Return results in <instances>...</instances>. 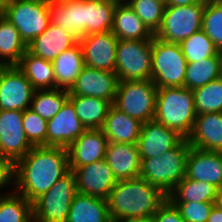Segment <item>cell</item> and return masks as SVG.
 I'll use <instances>...</instances> for the list:
<instances>
[{
	"mask_svg": "<svg viewBox=\"0 0 222 222\" xmlns=\"http://www.w3.org/2000/svg\"><path fill=\"white\" fill-rule=\"evenodd\" d=\"M217 188L208 182L185 177L167 195L171 202H214Z\"/></svg>",
	"mask_w": 222,
	"mask_h": 222,
	"instance_id": "cell-32",
	"label": "cell"
},
{
	"mask_svg": "<svg viewBox=\"0 0 222 222\" xmlns=\"http://www.w3.org/2000/svg\"><path fill=\"white\" fill-rule=\"evenodd\" d=\"M187 60L179 43L152 38L151 80L159 88L184 87Z\"/></svg>",
	"mask_w": 222,
	"mask_h": 222,
	"instance_id": "cell-5",
	"label": "cell"
},
{
	"mask_svg": "<svg viewBox=\"0 0 222 222\" xmlns=\"http://www.w3.org/2000/svg\"><path fill=\"white\" fill-rule=\"evenodd\" d=\"M118 38L112 31L83 36L82 47L84 66L115 72Z\"/></svg>",
	"mask_w": 222,
	"mask_h": 222,
	"instance_id": "cell-15",
	"label": "cell"
},
{
	"mask_svg": "<svg viewBox=\"0 0 222 222\" xmlns=\"http://www.w3.org/2000/svg\"><path fill=\"white\" fill-rule=\"evenodd\" d=\"M116 6L112 0H84L83 36L111 31Z\"/></svg>",
	"mask_w": 222,
	"mask_h": 222,
	"instance_id": "cell-26",
	"label": "cell"
},
{
	"mask_svg": "<svg viewBox=\"0 0 222 222\" xmlns=\"http://www.w3.org/2000/svg\"><path fill=\"white\" fill-rule=\"evenodd\" d=\"M107 143L102 129H87L67 148L69 167H81L105 159Z\"/></svg>",
	"mask_w": 222,
	"mask_h": 222,
	"instance_id": "cell-19",
	"label": "cell"
},
{
	"mask_svg": "<svg viewBox=\"0 0 222 222\" xmlns=\"http://www.w3.org/2000/svg\"><path fill=\"white\" fill-rule=\"evenodd\" d=\"M186 177L222 187V152L204 151L190 147L187 156Z\"/></svg>",
	"mask_w": 222,
	"mask_h": 222,
	"instance_id": "cell-18",
	"label": "cell"
},
{
	"mask_svg": "<svg viewBox=\"0 0 222 222\" xmlns=\"http://www.w3.org/2000/svg\"><path fill=\"white\" fill-rule=\"evenodd\" d=\"M217 55H218V58H219L220 74H221V77H222V49L218 50Z\"/></svg>",
	"mask_w": 222,
	"mask_h": 222,
	"instance_id": "cell-48",
	"label": "cell"
},
{
	"mask_svg": "<svg viewBox=\"0 0 222 222\" xmlns=\"http://www.w3.org/2000/svg\"><path fill=\"white\" fill-rule=\"evenodd\" d=\"M180 46L187 63L198 62L218 53V49L202 29L183 40Z\"/></svg>",
	"mask_w": 222,
	"mask_h": 222,
	"instance_id": "cell-37",
	"label": "cell"
},
{
	"mask_svg": "<svg viewBox=\"0 0 222 222\" xmlns=\"http://www.w3.org/2000/svg\"><path fill=\"white\" fill-rule=\"evenodd\" d=\"M221 77L218 55L187 63L184 87L190 90L204 86Z\"/></svg>",
	"mask_w": 222,
	"mask_h": 222,
	"instance_id": "cell-33",
	"label": "cell"
},
{
	"mask_svg": "<svg viewBox=\"0 0 222 222\" xmlns=\"http://www.w3.org/2000/svg\"><path fill=\"white\" fill-rule=\"evenodd\" d=\"M125 222H155V220L153 217H149V218H141V219H132Z\"/></svg>",
	"mask_w": 222,
	"mask_h": 222,
	"instance_id": "cell-47",
	"label": "cell"
},
{
	"mask_svg": "<svg viewBox=\"0 0 222 222\" xmlns=\"http://www.w3.org/2000/svg\"><path fill=\"white\" fill-rule=\"evenodd\" d=\"M35 89L17 66H0V110L30 108Z\"/></svg>",
	"mask_w": 222,
	"mask_h": 222,
	"instance_id": "cell-11",
	"label": "cell"
},
{
	"mask_svg": "<svg viewBox=\"0 0 222 222\" xmlns=\"http://www.w3.org/2000/svg\"><path fill=\"white\" fill-rule=\"evenodd\" d=\"M190 147L188 139L184 138L176 147L164 152L160 157L141 159L139 177L168 195L186 177Z\"/></svg>",
	"mask_w": 222,
	"mask_h": 222,
	"instance_id": "cell-4",
	"label": "cell"
},
{
	"mask_svg": "<svg viewBox=\"0 0 222 222\" xmlns=\"http://www.w3.org/2000/svg\"><path fill=\"white\" fill-rule=\"evenodd\" d=\"M78 42L79 40L66 29L50 23L41 35L27 45V51L52 62L59 54Z\"/></svg>",
	"mask_w": 222,
	"mask_h": 222,
	"instance_id": "cell-21",
	"label": "cell"
},
{
	"mask_svg": "<svg viewBox=\"0 0 222 222\" xmlns=\"http://www.w3.org/2000/svg\"><path fill=\"white\" fill-rule=\"evenodd\" d=\"M118 82L115 72L84 66L68 93L69 96L98 97L113 104Z\"/></svg>",
	"mask_w": 222,
	"mask_h": 222,
	"instance_id": "cell-14",
	"label": "cell"
},
{
	"mask_svg": "<svg viewBox=\"0 0 222 222\" xmlns=\"http://www.w3.org/2000/svg\"><path fill=\"white\" fill-rule=\"evenodd\" d=\"M77 193L75 175L70 171L32 202L33 222H66Z\"/></svg>",
	"mask_w": 222,
	"mask_h": 222,
	"instance_id": "cell-7",
	"label": "cell"
},
{
	"mask_svg": "<svg viewBox=\"0 0 222 222\" xmlns=\"http://www.w3.org/2000/svg\"><path fill=\"white\" fill-rule=\"evenodd\" d=\"M3 16L20 32L29 45L50 24L48 0H5Z\"/></svg>",
	"mask_w": 222,
	"mask_h": 222,
	"instance_id": "cell-6",
	"label": "cell"
},
{
	"mask_svg": "<svg viewBox=\"0 0 222 222\" xmlns=\"http://www.w3.org/2000/svg\"><path fill=\"white\" fill-rule=\"evenodd\" d=\"M105 160L117 181L137 178L140 175L141 158L137 143L108 142Z\"/></svg>",
	"mask_w": 222,
	"mask_h": 222,
	"instance_id": "cell-20",
	"label": "cell"
},
{
	"mask_svg": "<svg viewBox=\"0 0 222 222\" xmlns=\"http://www.w3.org/2000/svg\"><path fill=\"white\" fill-rule=\"evenodd\" d=\"M70 171L75 175L78 193L105 200L117 182L105 159L81 167H70Z\"/></svg>",
	"mask_w": 222,
	"mask_h": 222,
	"instance_id": "cell-13",
	"label": "cell"
},
{
	"mask_svg": "<svg viewBox=\"0 0 222 222\" xmlns=\"http://www.w3.org/2000/svg\"><path fill=\"white\" fill-rule=\"evenodd\" d=\"M0 222H33L32 203L16 191L0 197Z\"/></svg>",
	"mask_w": 222,
	"mask_h": 222,
	"instance_id": "cell-35",
	"label": "cell"
},
{
	"mask_svg": "<svg viewBox=\"0 0 222 222\" xmlns=\"http://www.w3.org/2000/svg\"><path fill=\"white\" fill-rule=\"evenodd\" d=\"M185 222H207L213 202H172Z\"/></svg>",
	"mask_w": 222,
	"mask_h": 222,
	"instance_id": "cell-41",
	"label": "cell"
},
{
	"mask_svg": "<svg viewBox=\"0 0 222 222\" xmlns=\"http://www.w3.org/2000/svg\"><path fill=\"white\" fill-rule=\"evenodd\" d=\"M166 199V194L141 177L117 181L107 198L111 221L152 217Z\"/></svg>",
	"mask_w": 222,
	"mask_h": 222,
	"instance_id": "cell-2",
	"label": "cell"
},
{
	"mask_svg": "<svg viewBox=\"0 0 222 222\" xmlns=\"http://www.w3.org/2000/svg\"><path fill=\"white\" fill-rule=\"evenodd\" d=\"M66 222H112L107 200L77 193Z\"/></svg>",
	"mask_w": 222,
	"mask_h": 222,
	"instance_id": "cell-28",
	"label": "cell"
},
{
	"mask_svg": "<svg viewBox=\"0 0 222 222\" xmlns=\"http://www.w3.org/2000/svg\"><path fill=\"white\" fill-rule=\"evenodd\" d=\"M111 31L119 40H152L154 36L127 3H117Z\"/></svg>",
	"mask_w": 222,
	"mask_h": 222,
	"instance_id": "cell-25",
	"label": "cell"
},
{
	"mask_svg": "<svg viewBox=\"0 0 222 222\" xmlns=\"http://www.w3.org/2000/svg\"><path fill=\"white\" fill-rule=\"evenodd\" d=\"M207 222H222V211L213 206Z\"/></svg>",
	"mask_w": 222,
	"mask_h": 222,
	"instance_id": "cell-45",
	"label": "cell"
},
{
	"mask_svg": "<svg viewBox=\"0 0 222 222\" xmlns=\"http://www.w3.org/2000/svg\"><path fill=\"white\" fill-rule=\"evenodd\" d=\"M86 130L73 103L67 99L59 112L47 120V146L68 148Z\"/></svg>",
	"mask_w": 222,
	"mask_h": 222,
	"instance_id": "cell-16",
	"label": "cell"
},
{
	"mask_svg": "<svg viewBox=\"0 0 222 222\" xmlns=\"http://www.w3.org/2000/svg\"><path fill=\"white\" fill-rule=\"evenodd\" d=\"M187 139L191 147L222 152V112L197 114Z\"/></svg>",
	"mask_w": 222,
	"mask_h": 222,
	"instance_id": "cell-22",
	"label": "cell"
},
{
	"mask_svg": "<svg viewBox=\"0 0 222 222\" xmlns=\"http://www.w3.org/2000/svg\"><path fill=\"white\" fill-rule=\"evenodd\" d=\"M3 6L4 4H0V18L3 16Z\"/></svg>",
	"mask_w": 222,
	"mask_h": 222,
	"instance_id": "cell-50",
	"label": "cell"
},
{
	"mask_svg": "<svg viewBox=\"0 0 222 222\" xmlns=\"http://www.w3.org/2000/svg\"><path fill=\"white\" fill-rule=\"evenodd\" d=\"M196 116L192 90L186 87L157 90L154 120L187 139L193 130Z\"/></svg>",
	"mask_w": 222,
	"mask_h": 222,
	"instance_id": "cell-3",
	"label": "cell"
},
{
	"mask_svg": "<svg viewBox=\"0 0 222 222\" xmlns=\"http://www.w3.org/2000/svg\"><path fill=\"white\" fill-rule=\"evenodd\" d=\"M17 67L24 73L35 90L55 89V73L51 61L26 51Z\"/></svg>",
	"mask_w": 222,
	"mask_h": 222,
	"instance_id": "cell-30",
	"label": "cell"
},
{
	"mask_svg": "<svg viewBox=\"0 0 222 222\" xmlns=\"http://www.w3.org/2000/svg\"><path fill=\"white\" fill-rule=\"evenodd\" d=\"M157 90L151 79L119 81L113 106L142 123L153 120Z\"/></svg>",
	"mask_w": 222,
	"mask_h": 222,
	"instance_id": "cell-8",
	"label": "cell"
},
{
	"mask_svg": "<svg viewBox=\"0 0 222 222\" xmlns=\"http://www.w3.org/2000/svg\"><path fill=\"white\" fill-rule=\"evenodd\" d=\"M183 139L184 137L177 131L154 119L144 122L137 140L140 158L160 157L164 152L176 147Z\"/></svg>",
	"mask_w": 222,
	"mask_h": 222,
	"instance_id": "cell-17",
	"label": "cell"
},
{
	"mask_svg": "<svg viewBox=\"0 0 222 222\" xmlns=\"http://www.w3.org/2000/svg\"><path fill=\"white\" fill-rule=\"evenodd\" d=\"M155 222H185L179 209L167 198L152 216Z\"/></svg>",
	"mask_w": 222,
	"mask_h": 222,
	"instance_id": "cell-43",
	"label": "cell"
},
{
	"mask_svg": "<svg viewBox=\"0 0 222 222\" xmlns=\"http://www.w3.org/2000/svg\"><path fill=\"white\" fill-rule=\"evenodd\" d=\"M192 91L196 114L222 112V77Z\"/></svg>",
	"mask_w": 222,
	"mask_h": 222,
	"instance_id": "cell-36",
	"label": "cell"
},
{
	"mask_svg": "<svg viewBox=\"0 0 222 222\" xmlns=\"http://www.w3.org/2000/svg\"><path fill=\"white\" fill-rule=\"evenodd\" d=\"M32 148L23 129V112L0 110V157L16 163Z\"/></svg>",
	"mask_w": 222,
	"mask_h": 222,
	"instance_id": "cell-12",
	"label": "cell"
},
{
	"mask_svg": "<svg viewBox=\"0 0 222 222\" xmlns=\"http://www.w3.org/2000/svg\"><path fill=\"white\" fill-rule=\"evenodd\" d=\"M27 51L20 32L4 16L0 18V66H17Z\"/></svg>",
	"mask_w": 222,
	"mask_h": 222,
	"instance_id": "cell-31",
	"label": "cell"
},
{
	"mask_svg": "<svg viewBox=\"0 0 222 222\" xmlns=\"http://www.w3.org/2000/svg\"><path fill=\"white\" fill-rule=\"evenodd\" d=\"M206 1L188 6H166L161 25L154 37L168 43H181L202 29Z\"/></svg>",
	"mask_w": 222,
	"mask_h": 222,
	"instance_id": "cell-10",
	"label": "cell"
},
{
	"mask_svg": "<svg viewBox=\"0 0 222 222\" xmlns=\"http://www.w3.org/2000/svg\"><path fill=\"white\" fill-rule=\"evenodd\" d=\"M15 162L13 160L7 159V158H1L0 157V193L2 190L7 189L6 187H9L11 185L12 192H6L1 193L0 197L9 195L13 192H15Z\"/></svg>",
	"mask_w": 222,
	"mask_h": 222,
	"instance_id": "cell-42",
	"label": "cell"
},
{
	"mask_svg": "<svg viewBox=\"0 0 222 222\" xmlns=\"http://www.w3.org/2000/svg\"><path fill=\"white\" fill-rule=\"evenodd\" d=\"M4 1H5V0H0V4H4Z\"/></svg>",
	"mask_w": 222,
	"mask_h": 222,
	"instance_id": "cell-51",
	"label": "cell"
},
{
	"mask_svg": "<svg viewBox=\"0 0 222 222\" xmlns=\"http://www.w3.org/2000/svg\"><path fill=\"white\" fill-rule=\"evenodd\" d=\"M69 172L67 148L33 147L15 163V191L32 203Z\"/></svg>",
	"mask_w": 222,
	"mask_h": 222,
	"instance_id": "cell-1",
	"label": "cell"
},
{
	"mask_svg": "<svg viewBox=\"0 0 222 222\" xmlns=\"http://www.w3.org/2000/svg\"><path fill=\"white\" fill-rule=\"evenodd\" d=\"M23 129L33 147L47 146V120L30 108L23 111Z\"/></svg>",
	"mask_w": 222,
	"mask_h": 222,
	"instance_id": "cell-40",
	"label": "cell"
},
{
	"mask_svg": "<svg viewBox=\"0 0 222 222\" xmlns=\"http://www.w3.org/2000/svg\"><path fill=\"white\" fill-rule=\"evenodd\" d=\"M68 96V90L60 88L35 90L30 109L49 120L59 112Z\"/></svg>",
	"mask_w": 222,
	"mask_h": 222,
	"instance_id": "cell-34",
	"label": "cell"
},
{
	"mask_svg": "<svg viewBox=\"0 0 222 222\" xmlns=\"http://www.w3.org/2000/svg\"><path fill=\"white\" fill-rule=\"evenodd\" d=\"M50 23L66 29L78 40L83 37L84 0H48Z\"/></svg>",
	"mask_w": 222,
	"mask_h": 222,
	"instance_id": "cell-24",
	"label": "cell"
},
{
	"mask_svg": "<svg viewBox=\"0 0 222 222\" xmlns=\"http://www.w3.org/2000/svg\"><path fill=\"white\" fill-rule=\"evenodd\" d=\"M206 0H167L166 6H188Z\"/></svg>",
	"mask_w": 222,
	"mask_h": 222,
	"instance_id": "cell-44",
	"label": "cell"
},
{
	"mask_svg": "<svg viewBox=\"0 0 222 222\" xmlns=\"http://www.w3.org/2000/svg\"><path fill=\"white\" fill-rule=\"evenodd\" d=\"M127 4L154 35L161 25L166 3L161 0H129Z\"/></svg>",
	"mask_w": 222,
	"mask_h": 222,
	"instance_id": "cell-38",
	"label": "cell"
},
{
	"mask_svg": "<svg viewBox=\"0 0 222 222\" xmlns=\"http://www.w3.org/2000/svg\"><path fill=\"white\" fill-rule=\"evenodd\" d=\"M86 129H101L113 104L98 97L68 96Z\"/></svg>",
	"mask_w": 222,
	"mask_h": 222,
	"instance_id": "cell-29",
	"label": "cell"
},
{
	"mask_svg": "<svg viewBox=\"0 0 222 222\" xmlns=\"http://www.w3.org/2000/svg\"><path fill=\"white\" fill-rule=\"evenodd\" d=\"M214 206L222 211V187L217 189Z\"/></svg>",
	"mask_w": 222,
	"mask_h": 222,
	"instance_id": "cell-46",
	"label": "cell"
},
{
	"mask_svg": "<svg viewBox=\"0 0 222 222\" xmlns=\"http://www.w3.org/2000/svg\"><path fill=\"white\" fill-rule=\"evenodd\" d=\"M152 40H118L115 73L118 81L151 79Z\"/></svg>",
	"mask_w": 222,
	"mask_h": 222,
	"instance_id": "cell-9",
	"label": "cell"
},
{
	"mask_svg": "<svg viewBox=\"0 0 222 222\" xmlns=\"http://www.w3.org/2000/svg\"><path fill=\"white\" fill-rule=\"evenodd\" d=\"M117 3H127L129 0H112Z\"/></svg>",
	"mask_w": 222,
	"mask_h": 222,
	"instance_id": "cell-49",
	"label": "cell"
},
{
	"mask_svg": "<svg viewBox=\"0 0 222 222\" xmlns=\"http://www.w3.org/2000/svg\"><path fill=\"white\" fill-rule=\"evenodd\" d=\"M202 30L218 50L222 49V4L218 0H206Z\"/></svg>",
	"mask_w": 222,
	"mask_h": 222,
	"instance_id": "cell-39",
	"label": "cell"
},
{
	"mask_svg": "<svg viewBox=\"0 0 222 222\" xmlns=\"http://www.w3.org/2000/svg\"><path fill=\"white\" fill-rule=\"evenodd\" d=\"M55 73V88L69 90L84 67L80 43L63 51L52 61Z\"/></svg>",
	"mask_w": 222,
	"mask_h": 222,
	"instance_id": "cell-27",
	"label": "cell"
},
{
	"mask_svg": "<svg viewBox=\"0 0 222 222\" xmlns=\"http://www.w3.org/2000/svg\"><path fill=\"white\" fill-rule=\"evenodd\" d=\"M142 122L112 106L101 128L108 142L137 143Z\"/></svg>",
	"mask_w": 222,
	"mask_h": 222,
	"instance_id": "cell-23",
	"label": "cell"
}]
</instances>
